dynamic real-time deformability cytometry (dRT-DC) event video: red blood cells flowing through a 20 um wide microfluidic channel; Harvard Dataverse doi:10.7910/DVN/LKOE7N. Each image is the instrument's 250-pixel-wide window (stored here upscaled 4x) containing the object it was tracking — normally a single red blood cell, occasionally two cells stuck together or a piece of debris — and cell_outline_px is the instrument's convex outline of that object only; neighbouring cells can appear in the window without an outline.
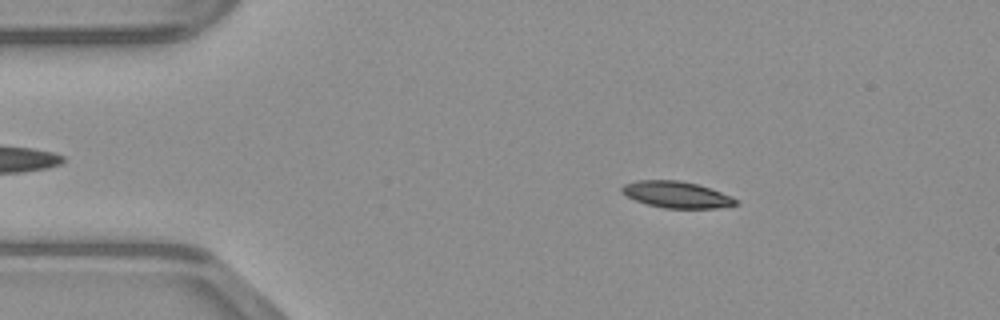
{"species": "common noctule bat (a hibernating species)", "species_latin": "Nyctalus noctula", "temperature_condition": "warm", "stored_images_in_passage": 40, "camera_frame_rate_fps": 3000, "um_per_image_px": 0.085, "animal": {"sex": "male", "body_mass_g": 23.1, "forearm_length_mm": 52.7}, "frame": {"image": 1, "passage_image": 7, "time_ms": 2.0, "image_size_px": [1000, 320], "cell_outline_px": [[740, 204], [716, 208], [664, 208], [648, 204], [636, 200], [620, 192], [620, 188], [624, 184], [636, 180], [680, 180], [696, 184], [732, 196], [740, 200]], "centroid_in_image_um": [57.52, 16.54], "position_along_channel_um": 27.5, "area_um2": 17.57}}
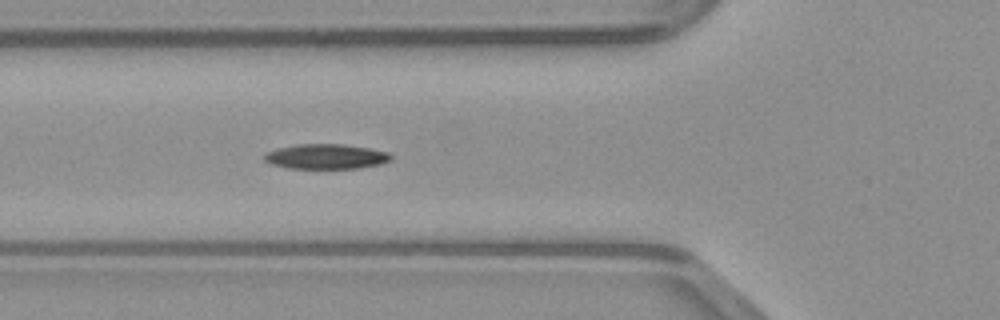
{"frame": {"image": 2, "passage_image": 16, "time_ms": 5.0, "image_size_px": [1000, 320], "cell_outline_px": [[392, 160], [380, 164], [360, 168], [288, 168], [272, 164], [264, 160], [264, 152], [276, 148], [296, 144], [344, 144], [368, 148], [388, 152], [392, 156]], "centroid_in_image_um": [27.69, 13.3], "position_along_channel_um": 98.1, "area_um2": 18.5}}
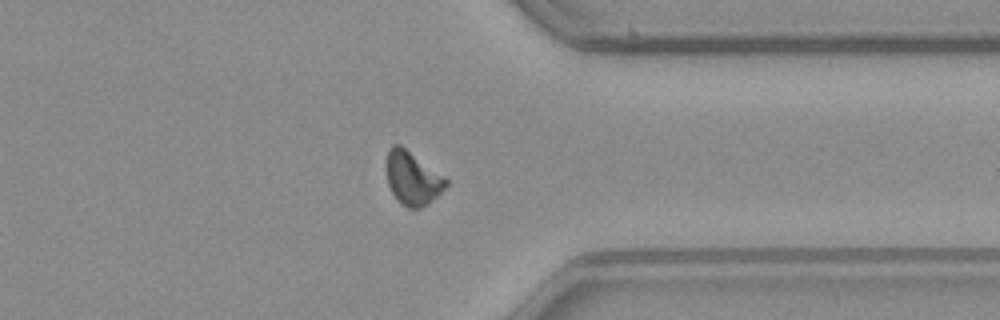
{"frame": {"image": 3, "passage_image": 36, "time_ms": 11.667, "image_size_px": [1000, 320], "cell_outline_px": [[448, 184], [432, 200], [420, 208], [408, 208], [400, 204], [392, 192], [388, 184], [384, 164], [388, 152], [392, 144], [400, 144], [444, 176], [448, 180]], "centroid_in_image_um": [35.02, 15.13], "position_along_channel_um": 376.4, "area_um2": 18.55}}